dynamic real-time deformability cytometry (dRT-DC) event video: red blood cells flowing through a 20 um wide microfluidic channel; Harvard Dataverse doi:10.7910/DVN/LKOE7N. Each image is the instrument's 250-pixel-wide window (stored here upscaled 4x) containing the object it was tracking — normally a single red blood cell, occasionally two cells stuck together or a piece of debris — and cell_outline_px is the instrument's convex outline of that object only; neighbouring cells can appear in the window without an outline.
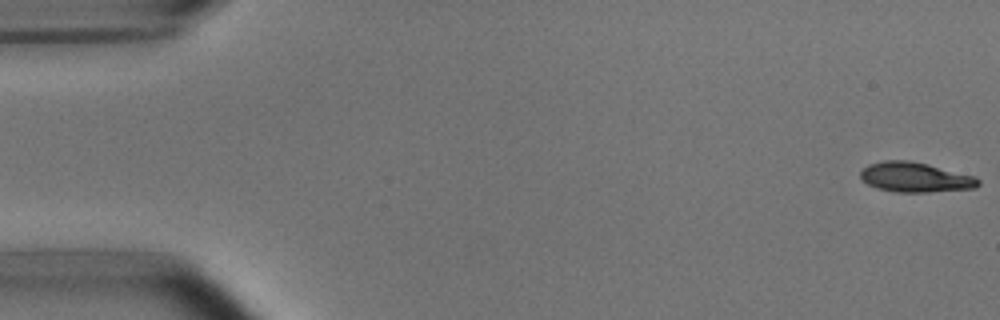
{"species": "common noctule bat (a hibernating species)", "species_latin": "Nyctalus noctula", "temperature_condition": "room temperature", "stored_images_in_passage": 52, "camera_frame_rate_fps": 3000, "um_per_image_px": 0.085, "animal": {"sex": "male", "body_mass_g": 15.6}, "frame": {"image": 1, "passage_image": 1, "time_ms": 0.0, "image_size_px": [1000, 320], "cell_outline_px": [[980, 184], [976, 188], [928, 192], [896, 192], [876, 188], [860, 180], [860, 172], [868, 164], [884, 160], [908, 160], [928, 164], [976, 176], [980, 180]], "centroid_in_image_um": [77.79, 15.06], "position_along_channel_um": 7.2, "area_um2": 20.69}}
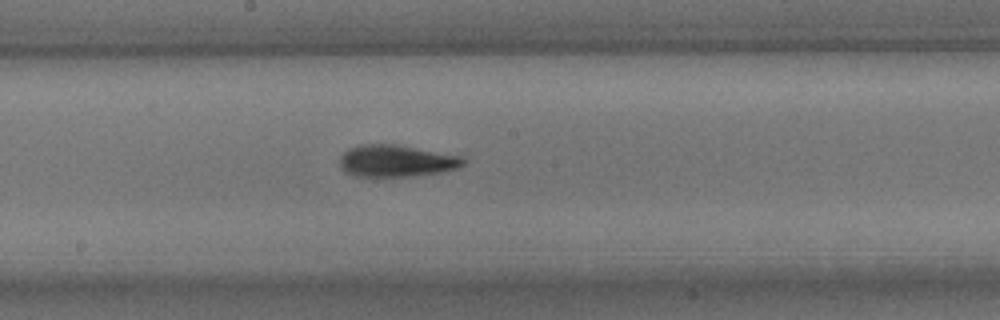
{"frame": {"image": 2, "passage_image": 28, "time_ms": 9.0, "image_size_px": [1000, 320], "cell_outline_px": [[464, 164], [456, 168], [440, 172], [412, 176], [352, 176], [344, 172], [340, 164], [340, 156], [348, 148], [360, 144], [396, 144], [460, 156], [464, 160]], "centroid_in_image_um": [33.62, 13.67], "position_along_channel_um": 214.6, "area_um2": 22.83}}
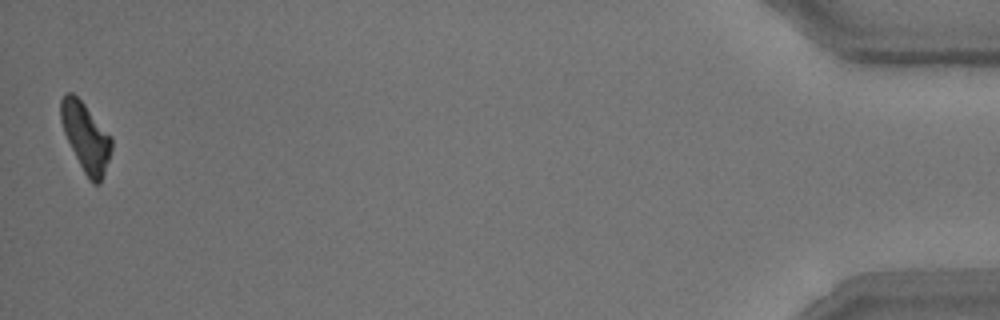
{"frame": {"image": 3, "passage_image": 52, "time_ms": 17.0, "image_size_px": [1000, 320], "cell_outline_px": [[112, 148], [100, 184], [92, 184], [88, 180], [64, 132], [60, 120], [60, 100], [68, 92], [72, 92], [84, 104], [112, 136]], "centroid_in_image_um": [7.29, 11.65], "position_along_channel_um": 427.9, "area_um2": 20.0}, "authors_computed_cell_mechanics": {"area_um2": 21.4149, "velocity_mm_per_s": 3.8057, "shape_relaxation_time_tau1_ms": 2.5271, "shape_relaxation_time_tau2_ms": 3.5996, "deformation_change_tau1": 0.1529, "deformation_change_tau2": 0.1234}}